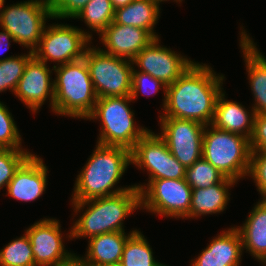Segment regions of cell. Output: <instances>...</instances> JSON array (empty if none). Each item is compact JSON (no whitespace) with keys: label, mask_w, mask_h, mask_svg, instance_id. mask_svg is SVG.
<instances>
[{"label":"cell","mask_w":266,"mask_h":266,"mask_svg":"<svg viewBox=\"0 0 266 266\" xmlns=\"http://www.w3.org/2000/svg\"><path fill=\"white\" fill-rule=\"evenodd\" d=\"M90 0H48L53 19L74 18Z\"/></svg>","instance_id":"cell-34"},{"label":"cell","mask_w":266,"mask_h":266,"mask_svg":"<svg viewBox=\"0 0 266 266\" xmlns=\"http://www.w3.org/2000/svg\"><path fill=\"white\" fill-rule=\"evenodd\" d=\"M53 112L59 115L86 119L94 110L97 96L85 59L53 66Z\"/></svg>","instance_id":"cell-4"},{"label":"cell","mask_w":266,"mask_h":266,"mask_svg":"<svg viewBox=\"0 0 266 266\" xmlns=\"http://www.w3.org/2000/svg\"><path fill=\"white\" fill-rule=\"evenodd\" d=\"M202 153V157L227 178L237 182L248 174L251 147L250 140L245 136L206 125Z\"/></svg>","instance_id":"cell-6"},{"label":"cell","mask_w":266,"mask_h":266,"mask_svg":"<svg viewBox=\"0 0 266 266\" xmlns=\"http://www.w3.org/2000/svg\"><path fill=\"white\" fill-rule=\"evenodd\" d=\"M213 71L210 66L195 62L173 84L166 86L164 113L160 117H175L210 125L225 79Z\"/></svg>","instance_id":"cell-1"},{"label":"cell","mask_w":266,"mask_h":266,"mask_svg":"<svg viewBox=\"0 0 266 266\" xmlns=\"http://www.w3.org/2000/svg\"><path fill=\"white\" fill-rule=\"evenodd\" d=\"M134 186L140 191L141 208L171 218L189 214L192 188L185 178L155 179L149 180L147 186Z\"/></svg>","instance_id":"cell-9"},{"label":"cell","mask_w":266,"mask_h":266,"mask_svg":"<svg viewBox=\"0 0 266 266\" xmlns=\"http://www.w3.org/2000/svg\"><path fill=\"white\" fill-rule=\"evenodd\" d=\"M20 136L12 115L0 102V146L9 149H22Z\"/></svg>","instance_id":"cell-31"},{"label":"cell","mask_w":266,"mask_h":266,"mask_svg":"<svg viewBox=\"0 0 266 266\" xmlns=\"http://www.w3.org/2000/svg\"><path fill=\"white\" fill-rule=\"evenodd\" d=\"M251 151H266V114H255L251 135Z\"/></svg>","instance_id":"cell-35"},{"label":"cell","mask_w":266,"mask_h":266,"mask_svg":"<svg viewBox=\"0 0 266 266\" xmlns=\"http://www.w3.org/2000/svg\"><path fill=\"white\" fill-rule=\"evenodd\" d=\"M259 152V153H258ZM247 176H250L263 198H266V151H251Z\"/></svg>","instance_id":"cell-33"},{"label":"cell","mask_w":266,"mask_h":266,"mask_svg":"<svg viewBox=\"0 0 266 266\" xmlns=\"http://www.w3.org/2000/svg\"><path fill=\"white\" fill-rule=\"evenodd\" d=\"M74 212L88 205L70 229L69 238L89 239L110 232H124L122 221L141 207L140 191L134 186L126 191L85 201H72ZM80 210V211H79Z\"/></svg>","instance_id":"cell-3"},{"label":"cell","mask_w":266,"mask_h":266,"mask_svg":"<svg viewBox=\"0 0 266 266\" xmlns=\"http://www.w3.org/2000/svg\"><path fill=\"white\" fill-rule=\"evenodd\" d=\"M158 5H160V2H164V1H167V0H154ZM174 1H178L179 3L181 2V1H183V0H174Z\"/></svg>","instance_id":"cell-39"},{"label":"cell","mask_w":266,"mask_h":266,"mask_svg":"<svg viewBox=\"0 0 266 266\" xmlns=\"http://www.w3.org/2000/svg\"><path fill=\"white\" fill-rule=\"evenodd\" d=\"M236 181L224 177L219 183L208 188L192 189L189 214L185 218L200 217L206 214H217L225 210L230 200L229 187Z\"/></svg>","instance_id":"cell-22"},{"label":"cell","mask_w":266,"mask_h":266,"mask_svg":"<svg viewBox=\"0 0 266 266\" xmlns=\"http://www.w3.org/2000/svg\"><path fill=\"white\" fill-rule=\"evenodd\" d=\"M145 72L160 80L165 86L173 84L194 63L171 49L161 47L155 38L132 61Z\"/></svg>","instance_id":"cell-13"},{"label":"cell","mask_w":266,"mask_h":266,"mask_svg":"<svg viewBox=\"0 0 266 266\" xmlns=\"http://www.w3.org/2000/svg\"><path fill=\"white\" fill-rule=\"evenodd\" d=\"M159 12V5L154 0H133L125 7L115 10L113 22L147 30L155 38H159L153 30L158 21Z\"/></svg>","instance_id":"cell-24"},{"label":"cell","mask_w":266,"mask_h":266,"mask_svg":"<svg viewBox=\"0 0 266 266\" xmlns=\"http://www.w3.org/2000/svg\"><path fill=\"white\" fill-rule=\"evenodd\" d=\"M51 69L47 63L34 56L28 61L22 77L14 92L29 109L37 112L49 97L51 108L54 105V81L51 80ZM52 82V83H51Z\"/></svg>","instance_id":"cell-15"},{"label":"cell","mask_w":266,"mask_h":266,"mask_svg":"<svg viewBox=\"0 0 266 266\" xmlns=\"http://www.w3.org/2000/svg\"><path fill=\"white\" fill-rule=\"evenodd\" d=\"M104 53L133 61L155 37L147 30L112 22L100 35Z\"/></svg>","instance_id":"cell-16"},{"label":"cell","mask_w":266,"mask_h":266,"mask_svg":"<svg viewBox=\"0 0 266 266\" xmlns=\"http://www.w3.org/2000/svg\"><path fill=\"white\" fill-rule=\"evenodd\" d=\"M131 164L145 168L149 180L185 178L186 168L172 155L165 141L150 130L131 149Z\"/></svg>","instance_id":"cell-11"},{"label":"cell","mask_w":266,"mask_h":266,"mask_svg":"<svg viewBox=\"0 0 266 266\" xmlns=\"http://www.w3.org/2000/svg\"><path fill=\"white\" fill-rule=\"evenodd\" d=\"M161 135L172 155L185 167L202 158L206 125L193 120L160 117Z\"/></svg>","instance_id":"cell-12"},{"label":"cell","mask_w":266,"mask_h":266,"mask_svg":"<svg viewBox=\"0 0 266 266\" xmlns=\"http://www.w3.org/2000/svg\"><path fill=\"white\" fill-rule=\"evenodd\" d=\"M47 166L40 157L32 154L15 172L7 186V195L14 199L31 202L45 192Z\"/></svg>","instance_id":"cell-17"},{"label":"cell","mask_w":266,"mask_h":266,"mask_svg":"<svg viewBox=\"0 0 266 266\" xmlns=\"http://www.w3.org/2000/svg\"><path fill=\"white\" fill-rule=\"evenodd\" d=\"M115 9L110 0H90L78 15L99 35L114 21Z\"/></svg>","instance_id":"cell-26"},{"label":"cell","mask_w":266,"mask_h":266,"mask_svg":"<svg viewBox=\"0 0 266 266\" xmlns=\"http://www.w3.org/2000/svg\"><path fill=\"white\" fill-rule=\"evenodd\" d=\"M225 176L203 157L186 168L185 180L192 189L208 188L219 183Z\"/></svg>","instance_id":"cell-29"},{"label":"cell","mask_w":266,"mask_h":266,"mask_svg":"<svg viewBox=\"0 0 266 266\" xmlns=\"http://www.w3.org/2000/svg\"><path fill=\"white\" fill-rule=\"evenodd\" d=\"M130 234L125 232H110L89 239L88 251L84 257L91 266H111L121 261L124 245Z\"/></svg>","instance_id":"cell-23"},{"label":"cell","mask_w":266,"mask_h":266,"mask_svg":"<svg viewBox=\"0 0 266 266\" xmlns=\"http://www.w3.org/2000/svg\"><path fill=\"white\" fill-rule=\"evenodd\" d=\"M130 163V149L97 144L76 178L72 201L110 196L133 188L134 185L111 190L119 182Z\"/></svg>","instance_id":"cell-2"},{"label":"cell","mask_w":266,"mask_h":266,"mask_svg":"<svg viewBox=\"0 0 266 266\" xmlns=\"http://www.w3.org/2000/svg\"><path fill=\"white\" fill-rule=\"evenodd\" d=\"M253 207L243 226H236L245 248L266 265V198Z\"/></svg>","instance_id":"cell-21"},{"label":"cell","mask_w":266,"mask_h":266,"mask_svg":"<svg viewBox=\"0 0 266 266\" xmlns=\"http://www.w3.org/2000/svg\"><path fill=\"white\" fill-rule=\"evenodd\" d=\"M46 27L38 46L32 51L36 59L45 63L52 60L59 62L58 65L83 59L92 40L91 34L66 24Z\"/></svg>","instance_id":"cell-10"},{"label":"cell","mask_w":266,"mask_h":266,"mask_svg":"<svg viewBox=\"0 0 266 266\" xmlns=\"http://www.w3.org/2000/svg\"><path fill=\"white\" fill-rule=\"evenodd\" d=\"M110 1L112 2L114 9L116 10L118 8L125 7L126 5L131 3L133 0H110Z\"/></svg>","instance_id":"cell-38"},{"label":"cell","mask_w":266,"mask_h":266,"mask_svg":"<svg viewBox=\"0 0 266 266\" xmlns=\"http://www.w3.org/2000/svg\"><path fill=\"white\" fill-rule=\"evenodd\" d=\"M4 2L5 0H0V14H1V9L4 7Z\"/></svg>","instance_id":"cell-40"},{"label":"cell","mask_w":266,"mask_h":266,"mask_svg":"<svg viewBox=\"0 0 266 266\" xmlns=\"http://www.w3.org/2000/svg\"><path fill=\"white\" fill-rule=\"evenodd\" d=\"M166 93V86L158 79L154 78L148 73L140 72L139 70L132 69V83L130 97L134 101L141 91L144 95H151L157 93L159 88Z\"/></svg>","instance_id":"cell-32"},{"label":"cell","mask_w":266,"mask_h":266,"mask_svg":"<svg viewBox=\"0 0 266 266\" xmlns=\"http://www.w3.org/2000/svg\"><path fill=\"white\" fill-rule=\"evenodd\" d=\"M146 238L140 231L134 232L126 241L120 264L123 266H161L155 261Z\"/></svg>","instance_id":"cell-25"},{"label":"cell","mask_w":266,"mask_h":266,"mask_svg":"<svg viewBox=\"0 0 266 266\" xmlns=\"http://www.w3.org/2000/svg\"><path fill=\"white\" fill-rule=\"evenodd\" d=\"M33 57V52L21 56H9L0 59V93L7 89L15 92L18 82L22 77L28 61Z\"/></svg>","instance_id":"cell-28"},{"label":"cell","mask_w":266,"mask_h":266,"mask_svg":"<svg viewBox=\"0 0 266 266\" xmlns=\"http://www.w3.org/2000/svg\"><path fill=\"white\" fill-rule=\"evenodd\" d=\"M130 96L97 98L94 110L87 119L102 121L97 144L104 146H121L132 149L149 131L134 124V113L128 103Z\"/></svg>","instance_id":"cell-5"},{"label":"cell","mask_w":266,"mask_h":266,"mask_svg":"<svg viewBox=\"0 0 266 266\" xmlns=\"http://www.w3.org/2000/svg\"><path fill=\"white\" fill-rule=\"evenodd\" d=\"M0 266H36L26 232L0 250Z\"/></svg>","instance_id":"cell-27"},{"label":"cell","mask_w":266,"mask_h":266,"mask_svg":"<svg viewBox=\"0 0 266 266\" xmlns=\"http://www.w3.org/2000/svg\"><path fill=\"white\" fill-rule=\"evenodd\" d=\"M97 98L131 94L133 62L87 47L84 57Z\"/></svg>","instance_id":"cell-7"},{"label":"cell","mask_w":266,"mask_h":266,"mask_svg":"<svg viewBox=\"0 0 266 266\" xmlns=\"http://www.w3.org/2000/svg\"><path fill=\"white\" fill-rule=\"evenodd\" d=\"M58 266H91L83 257L71 254L67 259L63 260Z\"/></svg>","instance_id":"cell-36"},{"label":"cell","mask_w":266,"mask_h":266,"mask_svg":"<svg viewBox=\"0 0 266 266\" xmlns=\"http://www.w3.org/2000/svg\"><path fill=\"white\" fill-rule=\"evenodd\" d=\"M242 251L241 235L231 227L213 238L191 266H239Z\"/></svg>","instance_id":"cell-18"},{"label":"cell","mask_w":266,"mask_h":266,"mask_svg":"<svg viewBox=\"0 0 266 266\" xmlns=\"http://www.w3.org/2000/svg\"><path fill=\"white\" fill-rule=\"evenodd\" d=\"M10 39L15 42V39L13 36L6 30H3L0 32V50L2 51H7L10 47ZM4 49V50H3ZM0 52V54H1Z\"/></svg>","instance_id":"cell-37"},{"label":"cell","mask_w":266,"mask_h":266,"mask_svg":"<svg viewBox=\"0 0 266 266\" xmlns=\"http://www.w3.org/2000/svg\"><path fill=\"white\" fill-rule=\"evenodd\" d=\"M47 18H53L48 0H28L4 7L0 26L16 43L33 51L42 37Z\"/></svg>","instance_id":"cell-8"},{"label":"cell","mask_w":266,"mask_h":266,"mask_svg":"<svg viewBox=\"0 0 266 266\" xmlns=\"http://www.w3.org/2000/svg\"><path fill=\"white\" fill-rule=\"evenodd\" d=\"M240 48L243 50L249 85L254 94L255 114H266V58L257 50L255 43L246 32H241Z\"/></svg>","instance_id":"cell-19"},{"label":"cell","mask_w":266,"mask_h":266,"mask_svg":"<svg viewBox=\"0 0 266 266\" xmlns=\"http://www.w3.org/2000/svg\"><path fill=\"white\" fill-rule=\"evenodd\" d=\"M25 149L0 150V189L7 188L19 167L32 155Z\"/></svg>","instance_id":"cell-30"},{"label":"cell","mask_w":266,"mask_h":266,"mask_svg":"<svg viewBox=\"0 0 266 266\" xmlns=\"http://www.w3.org/2000/svg\"><path fill=\"white\" fill-rule=\"evenodd\" d=\"M224 98L225 93L222 91L216 100L211 125L250 139L253 132L255 112L252 110L249 114L242 104Z\"/></svg>","instance_id":"cell-20"},{"label":"cell","mask_w":266,"mask_h":266,"mask_svg":"<svg viewBox=\"0 0 266 266\" xmlns=\"http://www.w3.org/2000/svg\"><path fill=\"white\" fill-rule=\"evenodd\" d=\"M36 266H58L72 253L62 241L61 226L56 219L40 220L26 230Z\"/></svg>","instance_id":"cell-14"},{"label":"cell","mask_w":266,"mask_h":266,"mask_svg":"<svg viewBox=\"0 0 266 266\" xmlns=\"http://www.w3.org/2000/svg\"><path fill=\"white\" fill-rule=\"evenodd\" d=\"M111 266H123V265H121L120 263H118V264H114V265H111Z\"/></svg>","instance_id":"cell-41"}]
</instances>
